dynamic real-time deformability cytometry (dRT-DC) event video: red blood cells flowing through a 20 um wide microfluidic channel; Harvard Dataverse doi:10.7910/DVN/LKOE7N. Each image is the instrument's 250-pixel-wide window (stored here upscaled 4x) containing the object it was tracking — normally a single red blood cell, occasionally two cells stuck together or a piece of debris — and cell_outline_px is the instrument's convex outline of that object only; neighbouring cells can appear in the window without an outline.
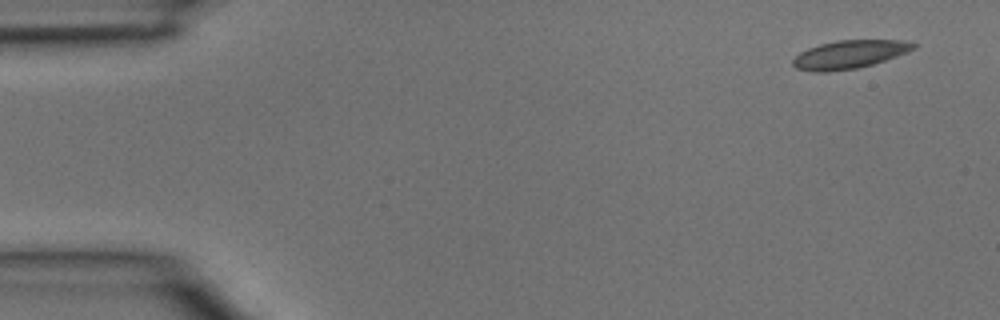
{"species": "common noctule bat (a hibernating species)", "species_latin": "Nyctalus noctula", "temperature_condition": "room temperature", "stored_images_in_passage": 3, "camera_frame_rate_fps": 3000, "um_per_image_px": 0.085, "animal": {"sex": "male", "body_mass_g": 15.6}, "frame": {"image": 1, "passage_image": 1, "time_ms": 0.0, "image_size_px": [1000, 320], "cell_outline_px": [[916, 48], [908, 52], [860, 68], [828, 72], [812, 72], [796, 68], [792, 64], [792, 60], [800, 52], [808, 48], [820, 44], [836, 40], [908, 40], [916, 44]], "centroid_in_image_um": [72.2, 4.63], "position_along_channel_um": 12.8, "area_um2": 20.0}}